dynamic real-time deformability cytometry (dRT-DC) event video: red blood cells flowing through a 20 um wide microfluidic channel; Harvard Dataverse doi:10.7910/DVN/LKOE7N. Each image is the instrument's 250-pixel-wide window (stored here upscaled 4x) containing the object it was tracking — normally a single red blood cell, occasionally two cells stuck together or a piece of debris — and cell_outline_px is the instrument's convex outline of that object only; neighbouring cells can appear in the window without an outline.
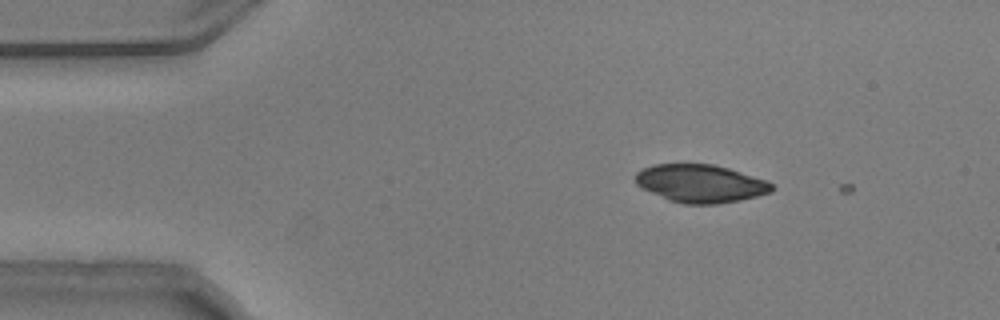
{"species": "common noctule bat (a hibernating species)", "species_latin": "Nyctalus noctula", "temperature_condition": "warm", "stored_images_in_passage": 4, "camera_frame_rate_fps": 3000, "um_per_image_px": 0.085, "animal": {"sex": "male", "body_mass_g": 20.5, "forearm_length_mm": 52.5}, "frame": {"image": 1, "passage_image": 3, "time_ms": 0.667, "image_size_px": [1000, 320], "cell_outline_px": [[776, 188], [772, 192], [740, 200], [716, 204], [684, 204], [672, 200], [652, 192], [636, 184], [632, 180], [636, 172], [652, 164], [712, 164], [728, 168], [768, 180]], "centroid_in_image_um": [59.57, 15.58], "position_along_channel_um": 25.4, "area_um2": 30.11}}